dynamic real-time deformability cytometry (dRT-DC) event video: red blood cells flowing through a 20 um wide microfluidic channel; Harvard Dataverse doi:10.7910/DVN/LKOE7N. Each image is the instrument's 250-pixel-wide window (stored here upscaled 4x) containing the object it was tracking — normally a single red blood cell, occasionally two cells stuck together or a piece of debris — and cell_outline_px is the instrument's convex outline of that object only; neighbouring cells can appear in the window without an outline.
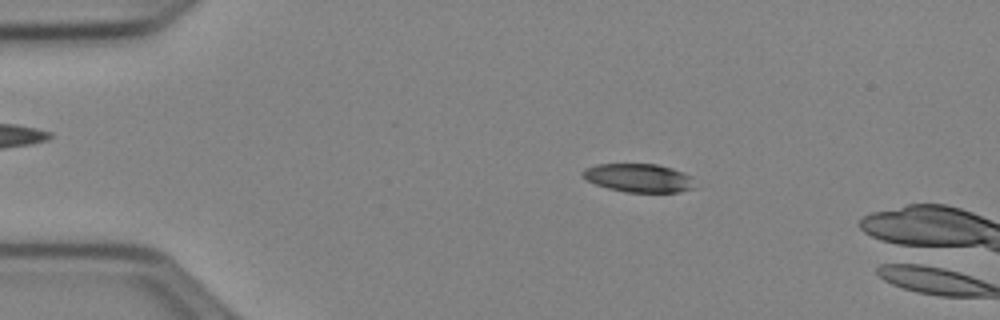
{"species": "Egyptian fruit bat (a non-hibernating species)", "species_latin": "Rousettus aegyptiacus", "temperature_condition": "cold", "stored_images_in_passage": 51, "camera_frame_rate_fps": 3000, "um_per_image_px": 0.085, "animal": {"sex": "female"}, "frame": {"image": 1, "passage_image": 10, "time_ms": 3.0, "image_size_px": [1000, 320], "cell_outline_px": [[696, 188], [680, 192], [624, 192], [608, 188], [596, 184], [588, 180], [580, 172], [584, 168], [596, 164], [656, 164], [672, 168], [684, 172], [692, 176]], "centroid_in_image_um": [54.33, 15.12], "position_along_channel_um": 30.7, "area_um2": 18.79}}
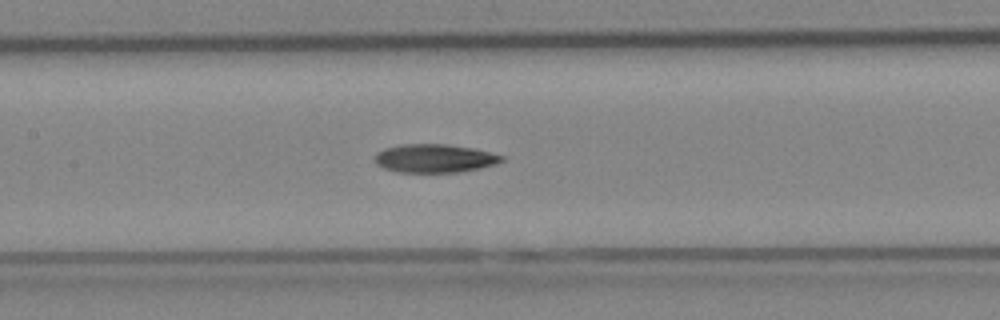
{"frame": {"image": 2, "passage_image": 25, "time_ms": 8.0, "image_size_px": [1000, 320], "cell_outline_px": [[504, 160], [496, 164], [480, 168], [460, 172], [396, 172], [384, 168], [376, 164], [372, 160], [376, 152], [384, 148], [400, 144], [448, 144], [472, 148], [504, 156]], "centroid_in_image_um": [36.88, 13.46], "position_along_channel_um": 170.5, "area_um2": 21.21}}
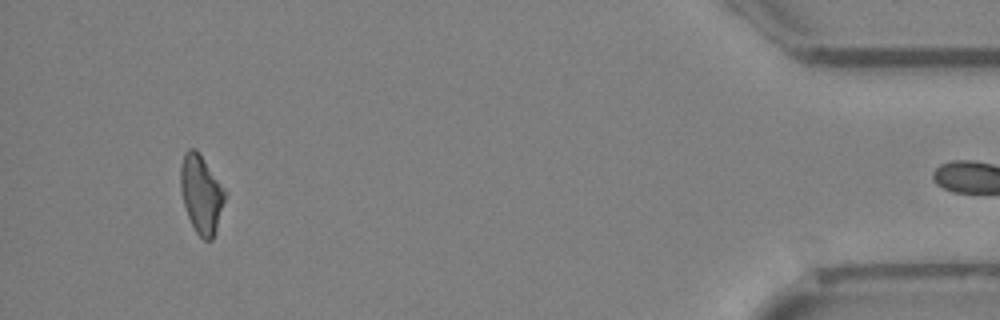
{"frame": {"image": 3, "passage_image": 49, "time_ms": 16.0, "image_size_px": [1000, 320], "cell_outline_px": [[228, 192], [216, 232], [212, 240], [204, 240], [196, 232], [188, 216], [184, 204], [180, 188], [180, 168], [184, 152], [188, 148], [196, 148]], "centroid_in_image_um": [17.13, 16.48], "position_along_channel_um": 418.1, "area_um2": 20.58}, "authors_computed_cell_mechanics": {"area_um2": 20.7502, "velocity_mm_per_s": 3.9583, "shape_relaxation_time_tau1_ms": 7.4066, "shape_relaxation_time_tau2_ms": null, "deformation_change_tau1": 0.1937, "deformation_change_tau2": null}}